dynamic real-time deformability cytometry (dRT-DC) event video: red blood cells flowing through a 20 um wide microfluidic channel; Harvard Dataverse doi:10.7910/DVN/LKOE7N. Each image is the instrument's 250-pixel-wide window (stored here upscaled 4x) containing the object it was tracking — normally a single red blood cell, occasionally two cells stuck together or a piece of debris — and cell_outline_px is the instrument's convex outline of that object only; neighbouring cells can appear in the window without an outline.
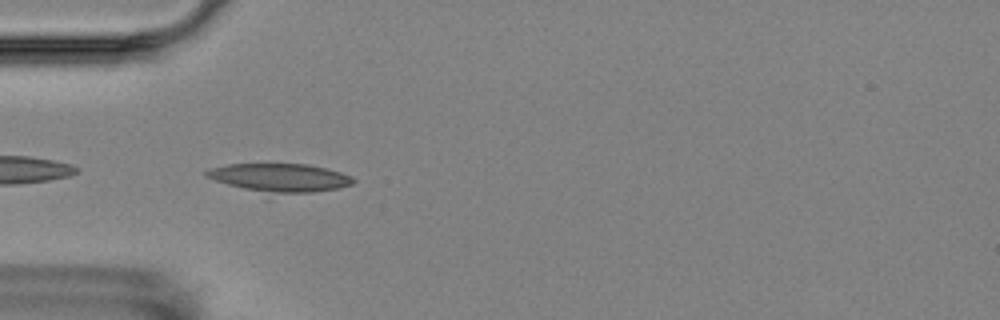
{"species": "Egyptian fruit bat (a non-hibernating species)", "species_latin": "Rousettus aegyptiacus", "temperature_condition": "room temperature", "stored_images_in_passage": 3, "camera_frame_rate_fps": 3000, "um_per_image_px": 0.085, "animal": {"sex": "female"}, "frame": {"image": 1, "passage_image": 2, "time_ms": 1.333, "image_size_px": [1000, 320], "cell_outline_px": [[356, 180], [352, 184], [336, 188], [268, 200], [204, 176], [204, 172], [208, 168], [228, 164], [308, 164], [340, 172], [352, 176]], "centroid_in_image_um": [23.67, 15.2], "position_along_channel_um": 61.3, "area_um2": 26.24}}